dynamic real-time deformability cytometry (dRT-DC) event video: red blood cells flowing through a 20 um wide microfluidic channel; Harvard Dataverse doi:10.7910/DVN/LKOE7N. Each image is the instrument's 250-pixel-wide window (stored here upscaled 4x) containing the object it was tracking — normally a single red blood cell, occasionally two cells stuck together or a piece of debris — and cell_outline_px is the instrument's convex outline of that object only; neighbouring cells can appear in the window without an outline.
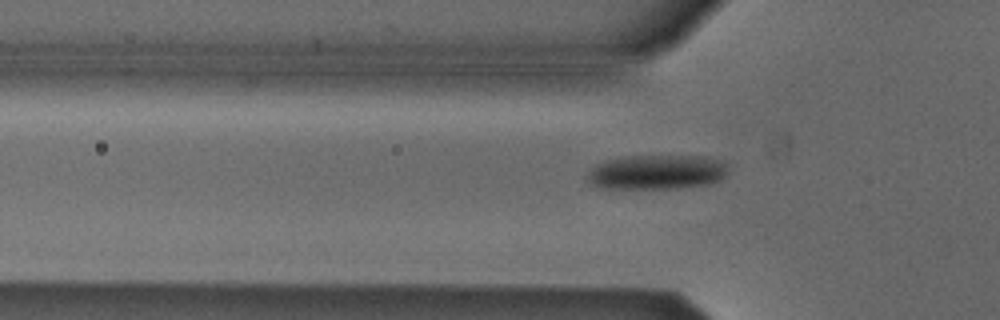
{"species": "Egyptian fruit bat (a non-hibernating species)", "species_latin": "Rousettus aegyptiacus", "temperature_condition": "cold", "stored_images_in_passage": 41, "camera_frame_rate_fps": 3000, "um_per_image_px": 0.085, "animal": {"sex": "male"}, "frame": {"image": 1, "passage_image": 11, "time_ms": 3.333, "image_size_px": [1000, 320], "cell_outline_px": [[728, 172], [720, 180], [708, 184], [680, 188], [604, 188], [592, 184], [588, 180], [588, 172], [596, 164], [604, 160], [624, 156], [704, 156], [728, 164]], "centroid_in_image_um": [55.83, 14.62], "position_along_channel_um": 70.0, "area_um2": 28.38}}
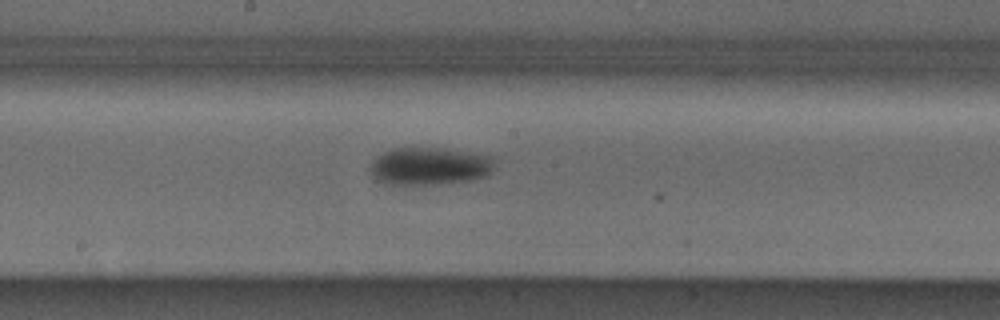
{"frame": {"image": 2, "passage_image": 22, "time_ms": 7.0, "image_size_px": [1000, 320], "cell_outline_px": [[496, 160], [488, 176], [472, 180], [428, 184], [380, 184], [372, 176], [368, 168], [384, 152], [392, 148], [436, 148], [488, 152]], "centroid_in_image_um": [36.59, 14.11], "position_along_channel_um": 211.6, "area_um2": 27.74}}
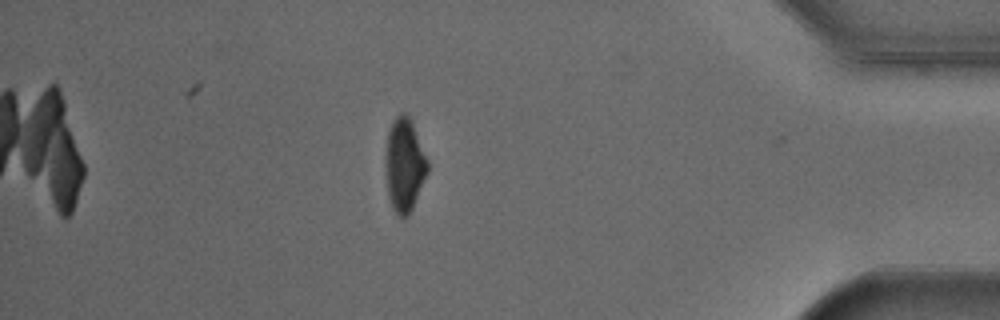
{"frame": {"image": 3, "passage_image": 40, "time_ms": 13.0, "image_size_px": [1000, 320], "cell_outline_px": [[428, 172], [412, 208], [408, 216], [396, 216], [392, 208], [388, 196], [384, 164], [384, 156], [388, 132], [392, 120], [400, 112], [404, 112], [408, 116], [412, 124], [428, 160]], "centroid_in_image_um": [34.34, 14.03], "position_along_channel_um": 400.9, "area_um2": 23.06}, "authors_computed_cell_mechanics": {"area_um2": 27.1082, "velocity_mm_per_s": 3.8636, "shape_relaxation_time_tau1_ms": 3.5261, "shape_relaxation_time_tau2_ms": null, "deformation_change_tau1": 0.1164, "deformation_change_tau2": null}}